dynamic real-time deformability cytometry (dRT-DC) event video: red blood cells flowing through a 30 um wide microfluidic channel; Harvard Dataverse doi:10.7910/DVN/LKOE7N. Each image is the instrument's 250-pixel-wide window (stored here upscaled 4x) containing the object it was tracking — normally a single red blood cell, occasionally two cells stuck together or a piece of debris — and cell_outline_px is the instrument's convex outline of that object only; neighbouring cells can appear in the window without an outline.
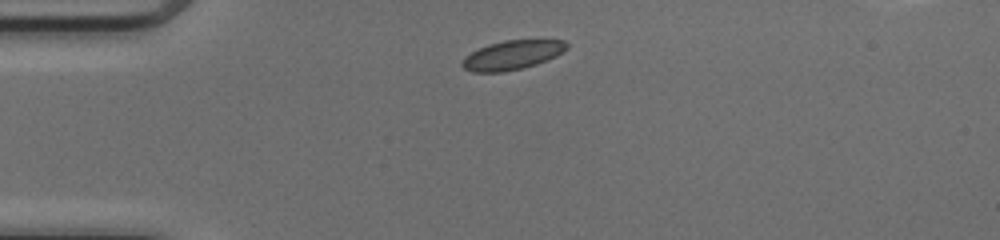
{"species": "common noctule bat (a hibernating species)", "species_latin": "Nyctalus noctula", "temperature_condition": "cold", "stored_images_in_passage": 32, "camera_frame_rate_fps": 3000, "um_per_image_px": 0.085, "animal": {"sex": "female", "body_mass_g": 17.0, "forearm_length_mm": 48.0}, "frame": {"image": 1, "passage_image": 1, "time_ms": 0.0, "image_size_px": [1000, 240], "cell_outline_px": [[568, 48], [556, 56], [548, 60], [536, 64], [504, 72], [472, 72], [464, 68], [460, 64], [464, 56], [488, 44], [504, 40], [564, 40], [568, 44]], "centroid_in_image_um": [43.53, 4.68], "position_along_channel_um": 41.5, "area_um2": 17.74}}
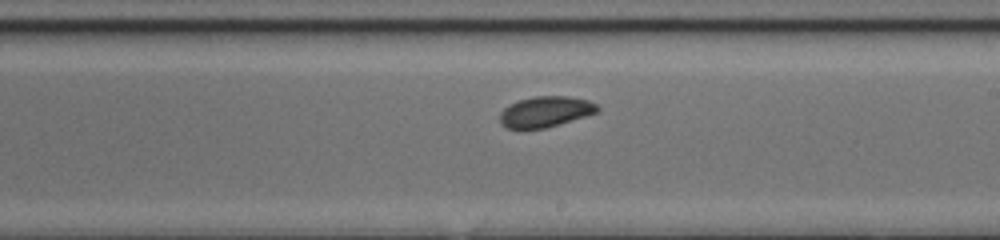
{"frame": {"image": 2, "passage_image": 18, "time_ms": 5.667, "image_size_px": [1000, 240], "cell_outline_px": [[600, 112], [544, 128], [508, 128], [500, 124], [500, 112], [504, 108], [520, 100], [536, 96], [568, 96], [588, 100], [596, 104], [600, 108]], "centroid_in_image_um": [46.4, 9.49], "position_along_channel_um": 242.6, "area_um2": 17.28}}
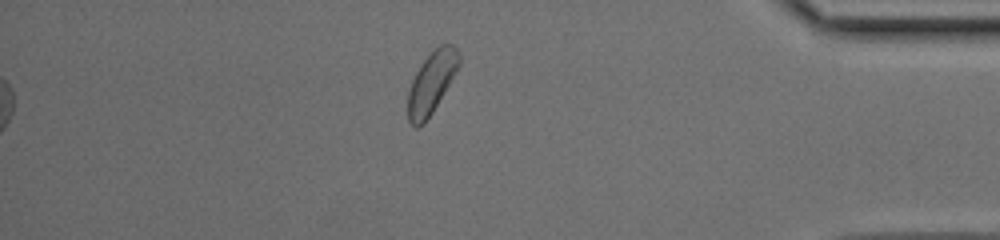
{"frame": {"image": 3, "passage_image": 32, "time_ms": 10.333, "image_size_px": [1000, 240], "cell_outline_px": [[460, 64], [432, 112], [424, 124], [416, 128], [408, 120], [408, 92], [412, 80], [420, 64], [440, 44], [452, 44], [456, 48], [460, 56]], "centroid_in_image_um": [36.67, 7.02], "position_along_channel_um": 398.5, "area_um2": 17.98}, "authors_computed_cell_mechanics": {"area_um2": 17.8602, "velocity_mm_per_s": 4.0879, "shape_relaxation_time_tau1_ms": 2.6282, "shape_relaxation_time_tau2_ms": null, "deformation_change_tau1": 0.0572, "deformation_change_tau2": null}}